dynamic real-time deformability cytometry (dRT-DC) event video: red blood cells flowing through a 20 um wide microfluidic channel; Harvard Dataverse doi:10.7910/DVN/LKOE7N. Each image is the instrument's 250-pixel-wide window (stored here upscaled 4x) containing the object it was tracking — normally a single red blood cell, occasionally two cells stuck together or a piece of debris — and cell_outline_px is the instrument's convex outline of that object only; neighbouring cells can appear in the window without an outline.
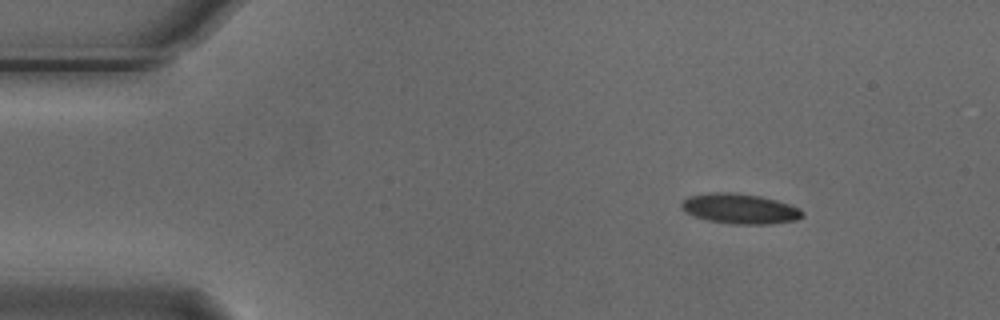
{"species": "Egyptian fruit bat (a non-hibernating species)", "species_latin": "Rousettus aegyptiacus", "temperature_condition": "cold", "stored_images_in_passage": 7, "camera_frame_rate_fps": 3000, "um_per_image_px": 0.085, "animal": {"sex": "male"}, "frame": {"image": 1, "passage_image": 1, "time_ms": 0.0, "image_size_px": [1000, 320], "cell_outline_px": [[804, 216], [796, 220], [768, 224], [736, 224], [708, 220], [696, 216], [688, 212], [680, 204], [688, 196], [712, 192], [736, 192], [760, 196], [776, 200], [800, 208], [804, 212]], "centroid_in_image_um": [62.94, 17.73], "position_along_channel_um": 22.1, "area_um2": 21.04}}
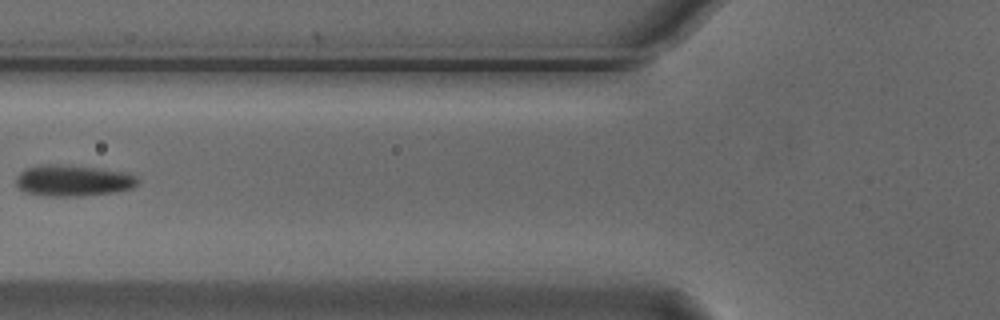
{"frame": {"image": 2, "passage_image": 5, "time_ms": 1.333, "image_size_px": [1000, 320], "cell_outline_px": [[140, 180], [132, 188], [116, 192], [80, 196], [48, 196], [24, 192], [16, 184], [16, 176], [24, 168], [40, 164], [56, 164], [100, 168], [128, 172], [136, 176]], "centroid_in_image_um": [6.21, 15.34], "position_along_channel_um": 119.6, "area_um2": 22.43}}
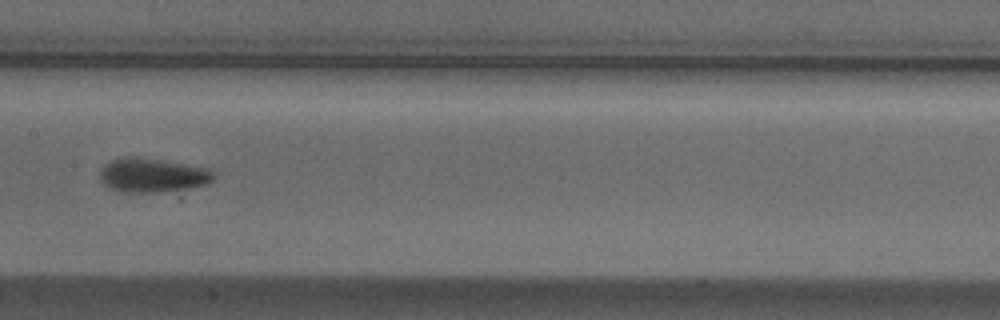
{"frame": {"image": 3, "passage_image": 7, "time_ms": 2.0, "image_size_px": [1000, 320], "cell_outline_px": [[216, 176], [208, 184], [188, 188], [164, 192], [120, 192], [104, 184], [100, 180], [100, 168], [104, 164], [112, 160], [124, 156], [136, 156], [208, 168]], "centroid_in_image_um": [12.93, 14.89], "position_along_channel_um": 194.5, "area_um2": 22.66}}